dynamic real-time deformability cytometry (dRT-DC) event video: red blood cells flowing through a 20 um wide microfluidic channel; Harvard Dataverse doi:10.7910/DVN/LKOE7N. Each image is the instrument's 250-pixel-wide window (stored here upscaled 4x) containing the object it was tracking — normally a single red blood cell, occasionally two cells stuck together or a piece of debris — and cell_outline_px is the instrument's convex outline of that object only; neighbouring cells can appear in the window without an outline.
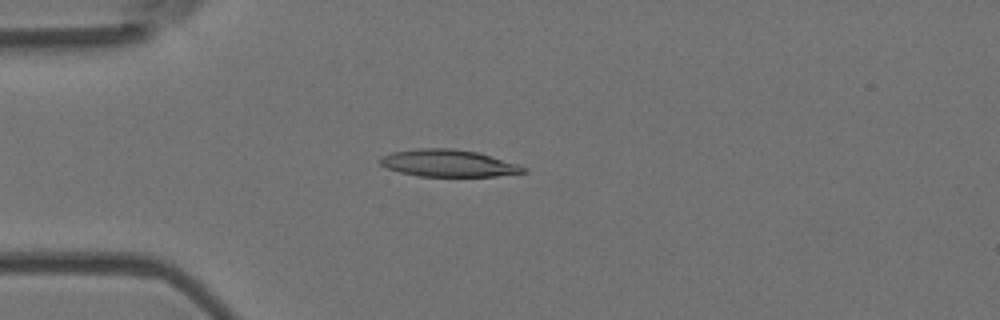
{"species": "Egyptian fruit bat (a non-hibernating species)", "species_latin": "Rousettus aegyptiacus", "temperature_condition": "room temperature", "stored_images_in_passage": 4, "camera_frame_rate_fps": 3000, "um_per_image_px": 0.085, "animal": {"sex": "female"}, "frame": {"image": 1, "passage_image": 3, "time_ms": 0.667, "image_size_px": [1000, 320], "cell_outline_px": [[528, 172], [496, 176], [416, 176], [400, 172], [388, 168], [380, 164], [380, 156], [392, 152], [416, 148], [452, 148], [480, 152], [528, 168]], "centroid_in_image_um": [38.11, 13.86], "position_along_channel_um": 46.9, "area_um2": 22.72}}